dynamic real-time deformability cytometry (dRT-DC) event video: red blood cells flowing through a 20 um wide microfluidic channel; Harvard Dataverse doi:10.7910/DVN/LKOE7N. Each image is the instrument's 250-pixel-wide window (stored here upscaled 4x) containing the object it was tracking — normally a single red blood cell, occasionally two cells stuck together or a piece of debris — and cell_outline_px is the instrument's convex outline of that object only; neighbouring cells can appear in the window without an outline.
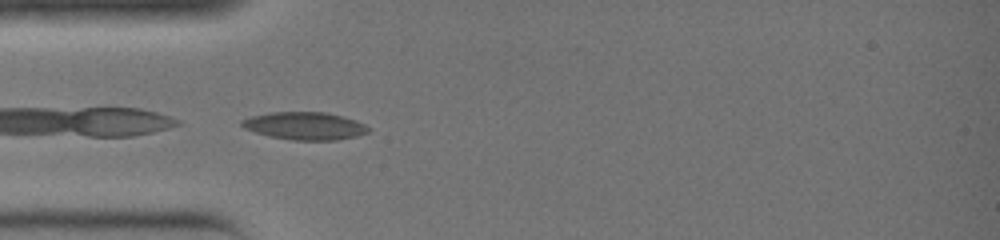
{"species": "common noctule bat (a hibernating species)", "species_latin": "Nyctalus noctula", "temperature_condition": "warm", "stored_images_in_passage": 25, "camera_frame_rate_fps": 3000, "um_per_image_px": 0.085, "animal": {"sex": "female", "body_mass_g": 19.0, "forearm_length_mm": 51.5}, "frame": {"image": 1, "passage_image": 4, "time_ms": 1.0, "image_size_px": [1000, 240], "cell_outline_px": [[372, 128], [368, 132], [356, 136], [336, 140], [292, 140], [268, 136], [244, 128], [240, 124], [240, 120], [252, 116], [272, 112], [324, 112], [344, 116], [356, 120]], "centroid_in_image_um": [25.92, 10.7], "position_along_channel_um": 59.1, "area_um2": 20.46}}
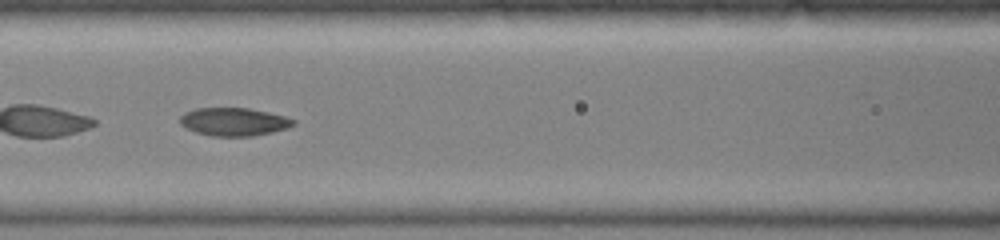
{"frame": {"image": 2, "passage_image": 9, "time_ms": 2.667, "image_size_px": [1000, 240], "cell_outline_px": [[296, 124], [288, 128], [272, 132], [252, 136], [212, 136], [196, 132], [180, 124], [180, 116], [184, 112], [196, 108], [248, 108], [268, 112], [284, 116], [296, 120]], "centroid_in_image_um": [19.89, 10.35], "position_along_channel_um": 146.7, "area_um2": 18.55}}
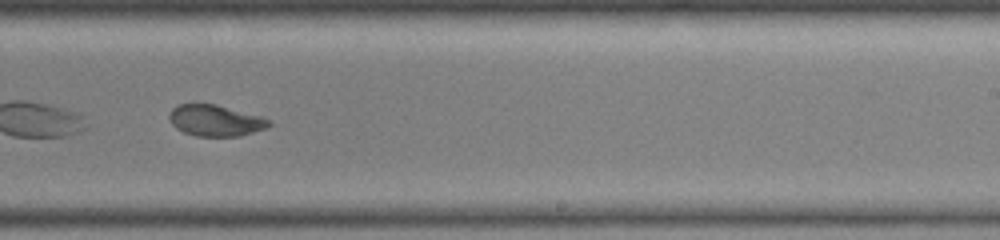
{"frame": {"image": 3, "passage_image": 16, "time_ms": 5.0, "image_size_px": [1000, 240], "cell_outline_px": [[272, 124], [264, 128], [240, 136], [196, 136], [184, 132], [176, 128], [172, 124], [168, 116], [172, 108], [180, 104], [216, 104], [260, 116], [272, 120]], "centroid_in_image_um": [18.3, 10.24], "position_along_channel_um": 270.7, "area_um2": 18.03}}